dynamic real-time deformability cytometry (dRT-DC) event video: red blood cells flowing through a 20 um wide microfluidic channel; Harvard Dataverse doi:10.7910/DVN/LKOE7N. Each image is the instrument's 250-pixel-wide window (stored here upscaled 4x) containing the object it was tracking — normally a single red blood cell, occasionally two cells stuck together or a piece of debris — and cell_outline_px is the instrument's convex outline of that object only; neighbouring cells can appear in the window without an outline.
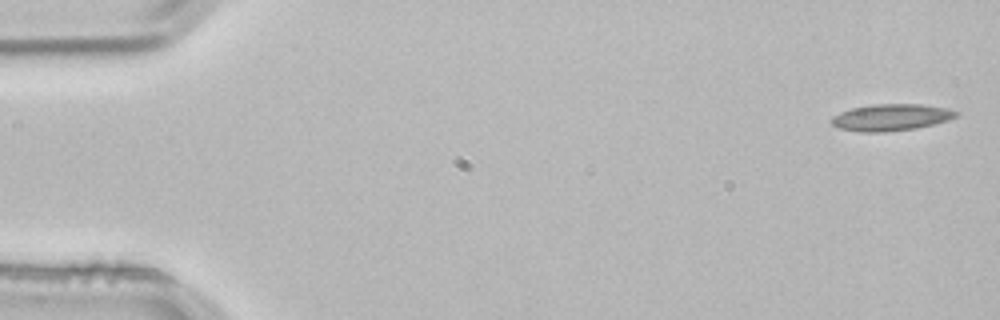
{"species": "common noctule bat (a hibernating species)", "species_latin": "Nyctalus noctula", "temperature_condition": "room temperature", "stored_images_in_passage": 4, "camera_frame_rate_fps": 3000, "um_per_image_px": 0.085, "animal": {"sex": "male", "body_mass_g": 21.5, "forearm_length_mm": 52.0}, "frame": {"image": 1, "passage_image": 1, "time_ms": 0.0, "image_size_px": [1000, 320], "cell_outline_px": [[960, 112], [956, 116], [948, 120], [916, 128], [884, 132], [860, 132], [840, 128], [832, 124], [832, 116], [840, 112], [852, 108], [876, 104], [920, 104], [948, 108]], "centroid_in_image_um": [75.75, 9.97], "position_along_channel_um": 9.2, "area_um2": 19.25}}